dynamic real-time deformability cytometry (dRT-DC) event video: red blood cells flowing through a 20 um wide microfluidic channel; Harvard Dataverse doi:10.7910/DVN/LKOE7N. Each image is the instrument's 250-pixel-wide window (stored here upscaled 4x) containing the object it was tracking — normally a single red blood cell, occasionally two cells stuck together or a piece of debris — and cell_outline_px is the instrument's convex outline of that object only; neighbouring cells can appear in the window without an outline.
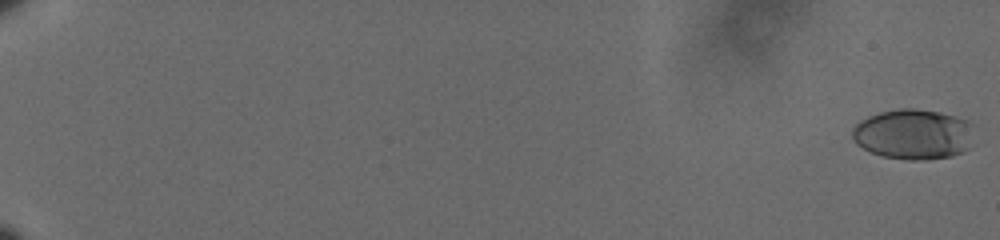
{"species": "human", "species_latin": "Homo sapiens", "temperature_condition": "cold", "stored_images_in_passage": 32, "camera_frame_rate_fps": 3000, "um_per_image_px": 0.085, "donor": {"sex": "male"}, "frame": {"image": 1, "passage_image": 1, "time_ms": 0.0, "image_size_px": [1000, 240], "cell_outline_px": [[972, 124], [968, 148], [964, 152], [952, 156], [924, 160], [908, 160], [884, 156], [872, 152], [856, 144], [852, 140], [852, 128], [860, 120], [868, 116], [880, 112], [900, 108], [916, 108], [940, 112], [956, 116], [968, 120]], "centroid_in_image_um": [77.61, 11.4], "position_along_channel_um": 7.4, "area_um2": 35.78}}
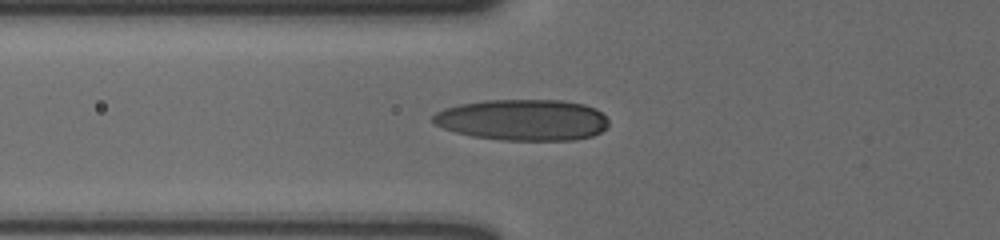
{"frame": {"image": 2, "passage_image": 24, "time_ms": 7.667, "image_size_px": [1000, 240], "cell_outline_px": [[608, 124], [600, 132], [592, 136], [572, 140], [500, 140], [472, 136], [456, 132], [444, 128], [436, 124], [432, 120], [432, 116], [436, 112], [444, 108], [460, 104], [484, 100], [560, 100], [584, 104], [596, 108], [608, 120]], "centroid_in_image_um": [44.43, 10.19], "position_along_channel_um": 81.4, "area_um2": 42.14}}
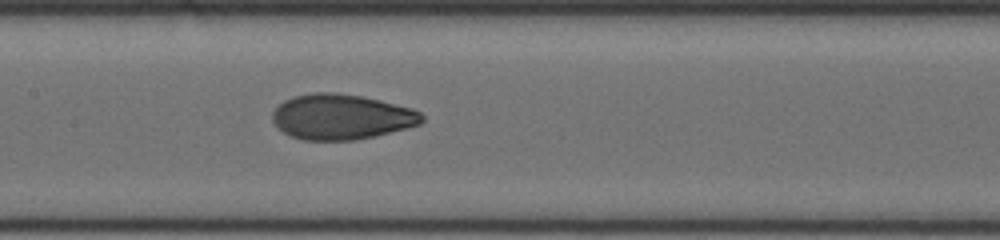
{"frame": {"image": 3, "passage_image": 32, "time_ms": 10.333, "image_size_px": [1000, 240], "cell_outline_px": [[424, 120], [420, 124], [408, 128], [356, 140], [304, 140], [292, 136], [284, 132], [272, 120], [272, 112], [284, 100], [292, 96], [312, 92], [336, 92], [364, 96], [412, 108], [420, 112], [424, 116]], "centroid_in_image_um": [29.03, 9.92], "position_along_channel_um": 178.4, "area_um2": 39.59}}